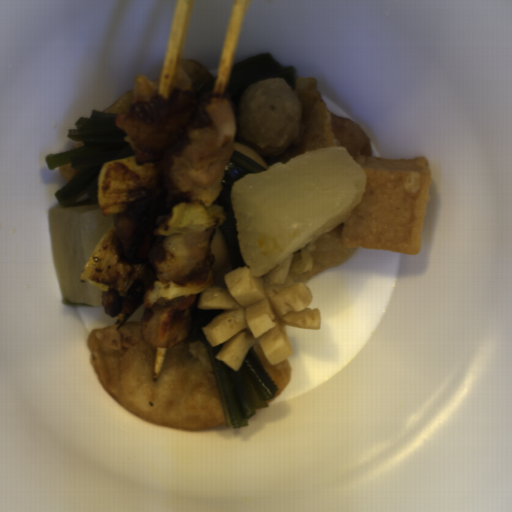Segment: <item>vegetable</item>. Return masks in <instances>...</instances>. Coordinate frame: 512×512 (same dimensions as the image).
<instances>
[{
	"mask_svg": "<svg viewBox=\"0 0 512 512\" xmlns=\"http://www.w3.org/2000/svg\"><path fill=\"white\" fill-rule=\"evenodd\" d=\"M164 187L154 162L137 165L136 156L105 161L97 177V196L104 216L125 212L128 204Z\"/></svg>",
	"mask_w": 512,
	"mask_h": 512,
	"instance_id": "obj_1",
	"label": "vegetable"
},
{
	"mask_svg": "<svg viewBox=\"0 0 512 512\" xmlns=\"http://www.w3.org/2000/svg\"><path fill=\"white\" fill-rule=\"evenodd\" d=\"M146 262L120 264L113 247V224L101 236L88 257L81 282H88L98 290L116 288L121 298L136 299L143 283Z\"/></svg>",
	"mask_w": 512,
	"mask_h": 512,
	"instance_id": "obj_2",
	"label": "vegetable"
},
{
	"mask_svg": "<svg viewBox=\"0 0 512 512\" xmlns=\"http://www.w3.org/2000/svg\"><path fill=\"white\" fill-rule=\"evenodd\" d=\"M222 205L211 204L209 208L191 202L173 204L165 219L153 231L155 236L170 237L180 232H204L222 226L227 220Z\"/></svg>",
	"mask_w": 512,
	"mask_h": 512,
	"instance_id": "obj_3",
	"label": "vegetable"
},
{
	"mask_svg": "<svg viewBox=\"0 0 512 512\" xmlns=\"http://www.w3.org/2000/svg\"><path fill=\"white\" fill-rule=\"evenodd\" d=\"M215 283L212 269L209 272L208 279L205 284H188L186 286H179L173 281H168L162 284L158 279L143 292V309H151L157 302L158 298H186L189 295L202 293Z\"/></svg>",
	"mask_w": 512,
	"mask_h": 512,
	"instance_id": "obj_4",
	"label": "vegetable"
}]
</instances>
